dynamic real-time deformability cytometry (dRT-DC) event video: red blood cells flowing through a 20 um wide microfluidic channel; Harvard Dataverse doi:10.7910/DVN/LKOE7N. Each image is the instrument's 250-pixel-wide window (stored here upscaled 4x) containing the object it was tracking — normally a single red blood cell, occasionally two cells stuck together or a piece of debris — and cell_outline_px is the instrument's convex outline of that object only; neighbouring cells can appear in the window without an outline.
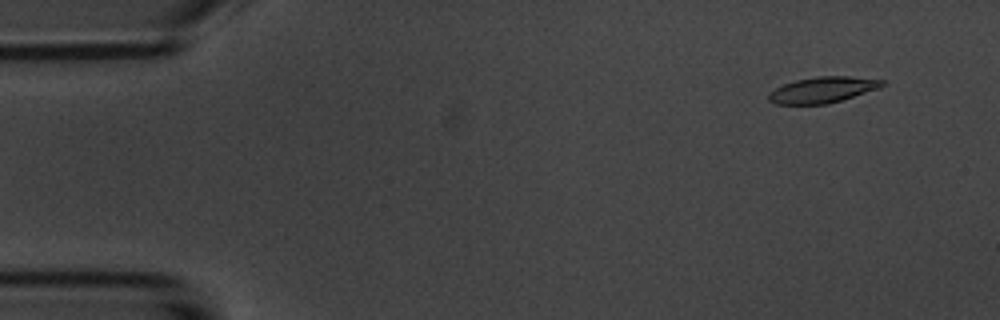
{"species": "common noctule bat (a hibernating species)", "species_latin": "Nyctalus noctula", "temperature_condition": "room temperature", "stored_images_in_passage": 54, "camera_frame_rate_fps": 3000, "um_per_image_px": 0.085, "animal": {"sex": "male", "body_mass_g": 20.1, "forearm_length_mm": 53.5}, "frame": {"image": 1, "passage_image": 4, "time_ms": 1.0, "image_size_px": [1000, 320], "cell_outline_px": [[884, 84], [880, 88], [828, 104], [776, 104], [768, 100], [768, 92], [784, 84], [796, 80], [816, 76], [848, 76], [884, 80]], "centroid_in_image_um": [69.91, 7.63], "position_along_channel_um": 15.1, "area_um2": 17.11}}
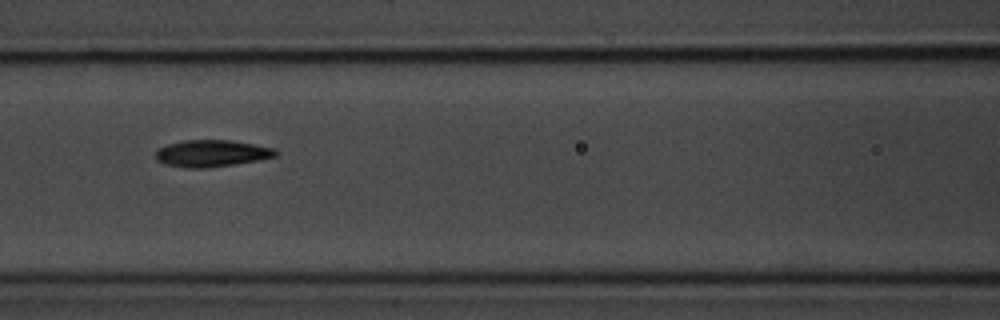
{"frame": {"image": 2, "passage_image": 23, "time_ms": 7.333, "image_size_px": [1000, 320], "cell_outline_px": [[280, 152], [276, 156], [236, 164], [208, 168], [184, 168], [164, 164], [156, 160], [156, 152], [160, 148], [168, 144], [184, 140], [232, 140], [276, 148]], "centroid_in_image_um": [18.01, 13.04], "position_along_channel_um": 148.6, "area_um2": 18.9}}
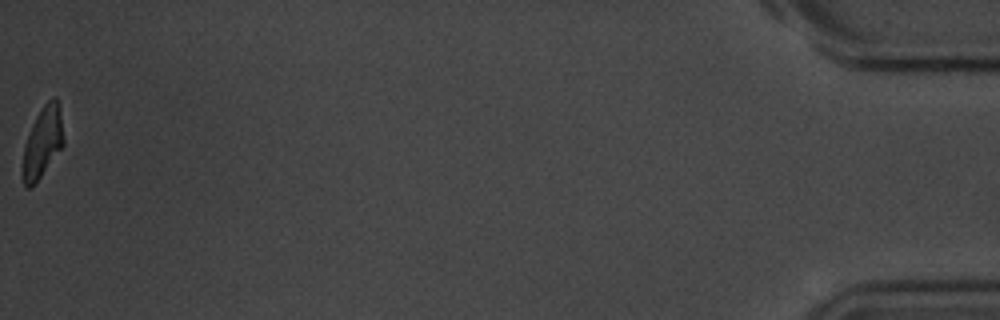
{"frame": {"image": 3, "passage_image": 54, "time_ms": 17.667, "image_size_px": [1000, 320], "cell_outline_px": [[64, 144], [32, 188], [28, 188], [24, 184], [20, 172], [24, 144], [32, 124], [36, 116], [44, 104], [52, 96], [56, 96], [60, 112], [64, 140]], "centroid_in_image_um": [3.58, 12.12], "position_along_channel_um": 431.6, "area_um2": 16.99}, "authors_computed_cell_mechanics": {"area_um2": 17.9469, "velocity_mm_per_s": 3.7043, "shape_relaxation_time_tau1_ms": 1.9817, "shape_relaxation_time_tau2_ms": 2.6678, "deformation_change_tau1": 0.1668, "deformation_change_tau2": 0.1004}}